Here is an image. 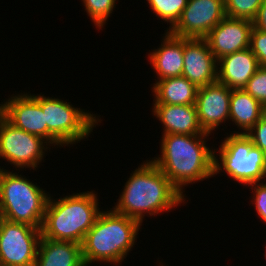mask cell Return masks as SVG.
Masks as SVG:
<instances>
[{
	"instance_id": "cell-1",
	"label": "cell",
	"mask_w": 266,
	"mask_h": 266,
	"mask_svg": "<svg viewBox=\"0 0 266 266\" xmlns=\"http://www.w3.org/2000/svg\"><path fill=\"white\" fill-rule=\"evenodd\" d=\"M185 197L149 159L132 172L112 209L142 225L146 214L154 216L169 212L185 203Z\"/></svg>"
},
{
	"instance_id": "cell-2",
	"label": "cell",
	"mask_w": 266,
	"mask_h": 266,
	"mask_svg": "<svg viewBox=\"0 0 266 266\" xmlns=\"http://www.w3.org/2000/svg\"><path fill=\"white\" fill-rule=\"evenodd\" d=\"M209 136L162 135L161 155L151 160L184 196L186 185L214 177V150L206 145Z\"/></svg>"
},
{
	"instance_id": "cell-3",
	"label": "cell",
	"mask_w": 266,
	"mask_h": 266,
	"mask_svg": "<svg viewBox=\"0 0 266 266\" xmlns=\"http://www.w3.org/2000/svg\"><path fill=\"white\" fill-rule=\"evenodd\" d=\"M141 224L113 209L101 211L81 243L85 266L96 262L121 264L136 243Z\"/></svg>"
},
{
	"instance_id": "cell-4",
	"label": "cell",
	"mask_w": 266,
	"mask_h": 266,
	"mask_svg": "<svg viewBox=\"0 0 266 266\" xmlns=\"http://www.w3.org/2000/svg\"><path fill=\"white\" fill-rule=\"evenodd\" d=\"M95 191L79 192L63 198L49 195L41 226V237L81 244L100 211Z\"/></svg>"
},
{
	"instance_id": "cell-5",
	"label": "cell",
	"mask_w": 266,
	"mask_h": 266,
	"mask_svg": "<svg viewBox=\"0 0 266 266\" xmlns=\"http://www.w3.org/2000/svg\"><path fill=\"white\" fill-rule=\"evenodd\" d=\"M3 168L0 167V217L41 229L51 194L29 178Z\"/></svg>"
},
{
	"instance_id": "cell-6",
	"label": "cell",
	"mask_w": 266,
	"mask_h": 266,
	"mask_svg": "<svg viewBox=\"0 0 266 266\" xmlns=\"http://www.w3.org/2000/svg\"><path fill=\"white\" fill-rule=\"evenodd\" d=\"M32 96L42 108L48 128V143L54 147L70 146L87 139L102 121L95 114L74 107L71 102L42 94Z\"/></svg>"
},
{
	"instance_id": "cell-7",
	"label": "cell",
	"mask_w": 266,
	"mask_h": 266,
	"mask_svg": "<svg viewBox=\"0 0 266 266\" xmlns=\"http://www.w3.org/2000/svg\"><path fill=\"white\" fill-rule=\"evenodd\" d=\"M222 141L217 148L219 155L215 154L214 148V175L224 172L243 186L265 181L263 151L253 145L247 134L231 133L229 136L227 134Z\"/></svg>"
},
{
	"instance_id": "cell-8",
	"label": "cell",
	"mask_w": 266,
	"mask_h": 266,
	"mask_svg": "<svg viewBox=\"0 0 266 266\" xmlns=\"http://www.w3.org/2000/svg\"><path fill=\"white\" fill-rule=\"evenodd\" d=\"M47 146L51 145L41 137L15 127L0 113V159L13 164L16 170H36L45 151L49 150Z\"/></svg>"
},
{
	"instance_id": "cell-9",
	"label": "cell",
	"mask_w": 266,
	"mask_h": 266,
	"mask_svg": "<svg viewBox=\"0 0 266 266\" xmlns=\"http://www.w3.org/2000/svg\"><path fill=\"white\" fill-rule=\"evenodd\" d=\"M41 230L0 217V266H34Z\"/></svg>"
},
{
	"instance_id": "cell-10",
	"label": "cell",
	"mask_w": 266,
	"mask_h": 266,
	"mask_svg": "<svg viewBox=\"0 0 266 266\" xmlns=\"http://www.w3.org/2000/svg\"><path fill=\"white\" fill-rule=\"evenodd\" d=\"M225 16L224 0H188L179 20L168 31L183 38H205Z\"/></svg>"
},
{
	"instance_id": "cell-11",
	"label": "cell",
	"mask_w": 266,
	"mask_h": 266,
	"mask_svg": "<svg viewBox=\"0 0 266 266\" xmlns=\"http://www.w3.org/2000/svg\"><path fill=\"white\" fill-rule=\"evenodd\" d=\"M3 102L0 104V113L11 124L48 142V128L44 113L31 93H21L16 96L13 94Z\"/></svg>"
},
{
	"instance_id": "cell-12",
	"label": "cell",
	"mask_w": 266,
	"mask_h": 266,
	"mask_svg": "<svg viewBox=\"0 0 266 266\" xmlns=\"http://www.w3.org/2000/svg\"><path fill=\"white\" fill-rule=\"evenodd\" d=\"M252 27L250 20L225 16L205 37L216 60L250 48Z\"/></svg>"
},
{
	"instance_id": "cell-13",
	"label": "cell",
	"mask_w": 266,
	"mask_h": 266,
	"mask_svg": "<svg viewBox=\"0 0 266 266\" xmlns=\"http://www.w3.org/2000/svg\"><path fill=\"white\" fill-rule=\"evenodd\" d=\"M231 92L229 87L218 81L198 88L195 105L199 125L204 132L211 134L221 123L229 120Z\"/></svg>"
},
{
	"instance_id": "cell-14",
	"label": "cell",
	"mask_w": 266,
	"mask_h": 266,
	"mask_svg": "<svg viewBox=\"0 0 266 266\" xmlns=\"http://www.w3.org/2000/svg\"><path fill=\"white\" fill-rule=\"evenodd\" d=\"M218 61L205 38H184L182 76L198 88L217 82Z\"/></svg>"
},
{
	"instance_id": "cell-15",
	"label": "cell",
	"mask_w": 266,
	"mask_h": 266,
	"mask_svg": "<svg viewBox=\"0 0 266 266\" xmlns=\"http://www.w3.org/2000/svg\"><path fill=\"white\" fill-rule=\"evenodd\" d=\"M259 67L250 48L234 52L218 60L217 81L231 90L243 89Z\"/></svg>"
},
{
	"instance_id": "cell-16",
	"label": "cell",
	"mask_w": 266,
	"mask_h": 266,
	"mask_svg": "<svg viewBox=\"0 0 266 266\" xmlns=\"http://www.w3.org/2000/svg\"><path fill=\"white\" fill-rule=\"evenodd\" d=\"M164 35L161 45L148 54L150 65L157 75L158 80L155 81L180 77L183 73L184 38L175 36L167 30Z\"/></svg>"
},
{
	"instance_id": "cell-17",
	"label": "cell",
	"mask_w": 266,
	"mask_h": 266,
	"mask_svg": "<svg viewBox=\"0 0 266 266\" xmlns=\"http://www.w3.org/2000/svg\"><path fill=\"white\" fill-rule=\"evenodd\" d=\"M153 116L163 124V135H210L199 125L196 105H153Z\"/></svg>"
},
{
	"instance_id": "cell-18",
	"label": "cell",
	"mask_w": 266,
	"mask_h": 266,
	"mask_svg": "<svg viewBox=\"0 0 266 266\" xmlns=\"http://www.w3.org/2000/svg\"><path fill=\"white\" fill-rule=\"evenodd\" d=\"M34 266H85L81 244L41 237Z\"/></svg>"
},
{
	"instance_id": "cell-19",
	"label": "cell",
	"mask_w": 266,
	"mask_h": 266,
	"mask_svg": "<svg viewBox=\"0 0 266 266\" xmlns=\"http://www.w3.org/2000/svg\"><path fill=\"white\" fill-rule=\"evenodd\" d=\"M153 105H195L198 87L187 78L169 77L156 81L152 87Z\"/></svg>"
},
{
	"instance_id": "cell-20",
	"label": "cell",
	"mask_w": 266,
	"mask_h": 266,
	"mask_svg": "<svg viewBox=\"0 0 266 266\" xmlns=\"http://www.w3.org/2000/svg\"><path fill=\"white\" fill-rule=\"evenodd\" d=\"M266 114V108L244 89H234L230 97L229 121L234 122L239 131H248ZM232 119V120H231Z\"/></svg>"
},
{
	"instance_id": "cell-21",
	"label": "cell",
	"mask_w": 266,
	"mask_h": 266,
	"mask_svg": "<svg viewBox=\"0 0 266 266\" xmlns=\"http://www.w3.org/2000/svg\"><path fill=\"white\" fill-rule=\"evenodd\" d=\"M147 3L159 20L169 23L168 31L179 20L188 0H147Z\"/></svg>"
},
{
	"instance_id": "cell-22",
	"label": "cell",
	"mask_w": 266,
	"mask_h": 266,
	"mask_svg": "<svg viewBox=\"0 0 266 266\" xmlns=\"http://www.w3.org/2000/svg\"><path fill=\"white\" fill-rule=\"evenodd\" d=\"M117 0H82L85 11L99 30L104 27L116 6Z\"/></svg>"
},
{
	"instance_id": "cell-23",
	"label": "cell",
	"mask_w": 266,
	"mask_h": 266,
	"mask_svg": "<svg viewBox=\"0 0 266 266\" xmlns=\"http://www.w3.org/2000/svg\"><path fill=\"white\" fill-rule=\"evenodd\" d=\"M264 0H224L227 17L253 21Z\"/></svg>"
},
{
	"instance_id": "cell-24",
	"label": "cell",
	"mask_w": 266,
	"mask_h": 266,
	"mask_svg": "<svg viewBox=\"0 0 266 266\" xmlns=\"http://www.w3.org/2000/svg\"><path fill=\"white\" fill-rule=\"evenodd\" d=\"M243 89L266 108V67L260 66Z\"/></svg>"
},
{
	"instance_id": "cell-25",
	"label": "cell",
	"mask_w": 266,
	"mask_h": 266,
	"mask_svg": "<svg viewBox=\"0 0 266 266\" xmlns=\"http://www.w3.org/2000/svg\"><path fill=\"white\" fill-rule=\"evenodd\" d=\"M250 49L262 67H266V32L254 26L250 33Z\"/></svg>"
},
{
	"instance_id": "cell-26",
	"label": "cell",
	"mask_w": 266,
	"mask_h": 266,
	"mask_svg": "<svg viewBox=\"0 0 266 266\" xmlns=\"http://www.w3.org/2000/svg\"><path fill=\"white\" fill-rule=\"evenodd\" d=\"M249 186L254 194L251 203L255 205L257 215L266 223V183L265 181L256 182L249 184Z\"/></svg>"
},
{
	"instance_id": "cell-27",
	"label": "cell",
	"mask_w": 266,
	"mask_h": 266,
	"mask_svg": "<svg viewBox=\"0 0 266 266\" xmlns=\"http://www.w3.org/2000/svg\"><path fill=\"white\" fill-rule=\"evenodd\" d=\"M253 145L266 150V114L248 131Z\"/></svg>"
},
{
	"instance_id": "cell-28",
	"label": "cell",
	"mask_w": 266,
	"mask_h": 266,
	"mask_svg": "<svg viewBox=\"0 0 266 266\" xmlns=\"http://www.w3.org/2000/svg\"><path fill=\"white\" fill-rule=\"evenodd\" d=\"M252 22L255 28L266 32V0L263 1L255 19Z\"/></svg>"
},
{
	"instance_id": "cell-29",
	"label": "cell",
	"mask_w": 266,
	"mask_h": 266,
	"mask_svg": "<svg viewBox=\"0 0 266 266\" xmlns=\"http://www.w3.org/2000/svg\"><path fill=\"white\" fill-rule=\"evenodd\" d=\"M263 158H264V170H265V174H266V150L263 151Z\"/></svg>"
}]
</instances>
